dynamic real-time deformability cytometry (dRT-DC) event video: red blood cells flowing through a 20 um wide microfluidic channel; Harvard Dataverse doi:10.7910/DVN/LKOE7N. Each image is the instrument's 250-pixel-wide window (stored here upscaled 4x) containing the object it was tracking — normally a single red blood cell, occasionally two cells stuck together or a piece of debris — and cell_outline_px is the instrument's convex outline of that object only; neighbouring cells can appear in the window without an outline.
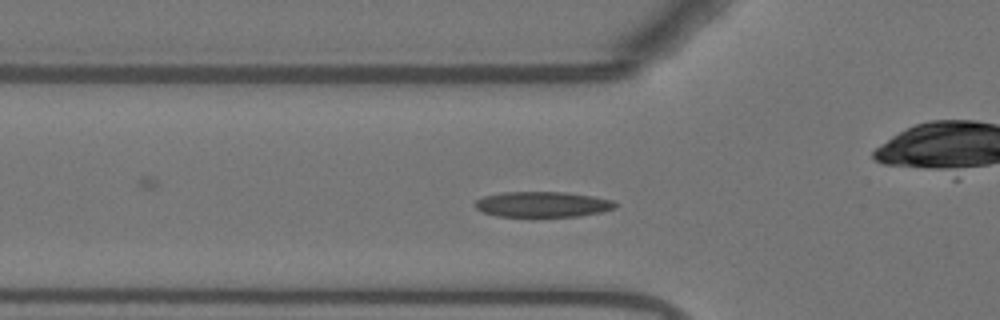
{"species": "Egyptian fruit bat (a non-hibernating species)", "species_latin": "Rousettus aegyptiacus", "temperature_condition": "warm", "stored_images_in_passage": 44, "camera_frame_rate_fps": 3000, "um_per_image_px": 0.085, "animal": {"sex": "female"}, "frame": {"image": 1, "passage_image": 13, "time_ms": 4.0, "image_size_px": [1000, 320], "cell_outline_px": [[620, 204], [616, 208], [600, 212], [580, 216], [536, 220], [532, 220], [496, 216], [484, 212], [476, 208], [476, 200], [484, 196], [500, 192], [564, 192], [592, 196], [612, 200]], "centroid_in_image_um": [46.12, 17.43], "position_along_channel_um": 79.7, "area_um2": 22.02}}
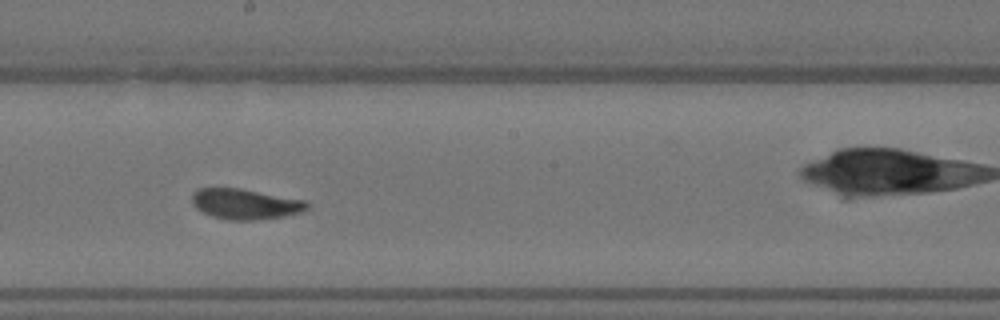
{"frame": {"image": 2, "passage_image": 25, "time_ms": 8.0, "image_size_px": [1000, 320], "cell_outline_px": [[308, 208], [304, 212], [284, 216], [256, 220], [228, 220], [212, 216], [196, 208], [192, 204], [192, 192], [200, 188], [240, 188], [308, 200]], "centroid_in_image_um": [20.88, 17.34], "position_along_channel_um": 227.3, "area_um2": 20.63}}
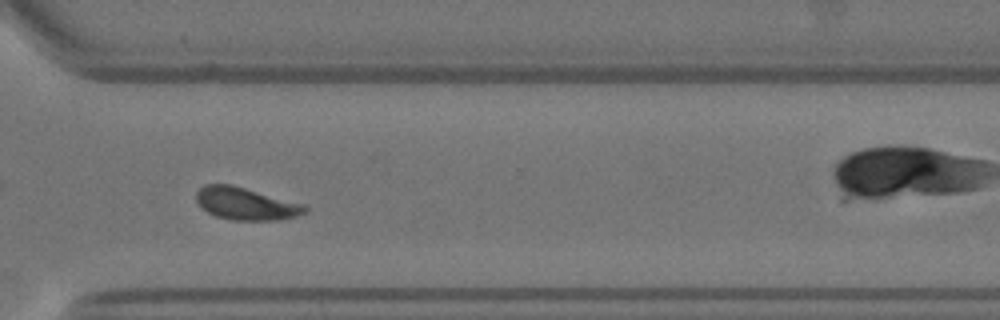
{"frame": {"image": 3, "passage_image": 35, "time_ms": 11.333, "image_size_px": [1000, 320], "cell_outline_px": [[308, 212], [296, 216], [280, 220], [232, 220], [216, 216], [208, 212], [196, 200], [196, 192], [204, 184], [232, 184], [304, 204], [308, 208]], "centroid_in_image_um": [20.92, 17.31], "position_along_channel_um": 349.7, "area_um2": 20.52}, "authors_computed_cell_mechanics": {"area_um2": 20.519, "velocity_mm_per_s": 3.6753, "shape_relaxation_time_tau1_ms": 4.3823, "shape_relaxation_time_tau2_ms": 0.6286, "deformation_change_tau1": 0.1673, "deformation_change_tau2": 0.0566}}